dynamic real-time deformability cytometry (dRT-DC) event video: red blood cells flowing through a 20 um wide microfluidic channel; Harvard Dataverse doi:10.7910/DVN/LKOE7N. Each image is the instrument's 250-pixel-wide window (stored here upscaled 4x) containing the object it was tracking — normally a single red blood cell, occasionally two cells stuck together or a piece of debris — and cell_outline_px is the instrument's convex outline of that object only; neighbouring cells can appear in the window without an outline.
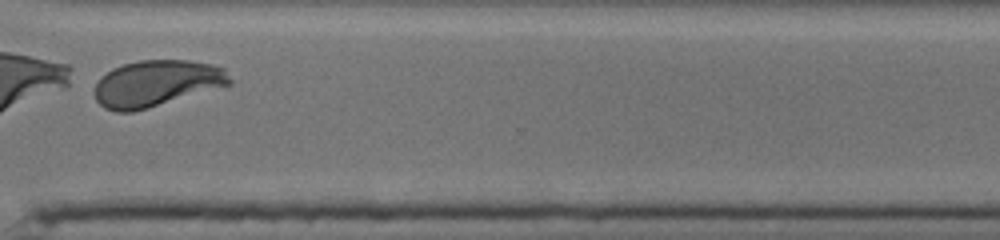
{"species": "human", "species_latin": "Homo sapiens", "temperature_condition": "cold", "stored_images_in_passage": 32, "camera_frame_rate_fps": 3000, "um_per_image_px": 0.085, "donor": {"sex": "male"}, "frame": {"image": 1, "passage_image": 30, "time_ms": 9.667, "image_size_px": [1000, 240], "cell_outline_px": [[232, 84], [148, 108], [132, 112], [116, 112], [104, 108], [96, 100], [92, 92], [96, 80], [100, 76], [112, 68], [124, 64], [140, 60], [188, 60], [212, 64], [224, 68], [232, 80]], "centroid_in_image_um": [13.25, 7.09], "position_along_channel_um": 357.3, "area_um2": 36.82}}